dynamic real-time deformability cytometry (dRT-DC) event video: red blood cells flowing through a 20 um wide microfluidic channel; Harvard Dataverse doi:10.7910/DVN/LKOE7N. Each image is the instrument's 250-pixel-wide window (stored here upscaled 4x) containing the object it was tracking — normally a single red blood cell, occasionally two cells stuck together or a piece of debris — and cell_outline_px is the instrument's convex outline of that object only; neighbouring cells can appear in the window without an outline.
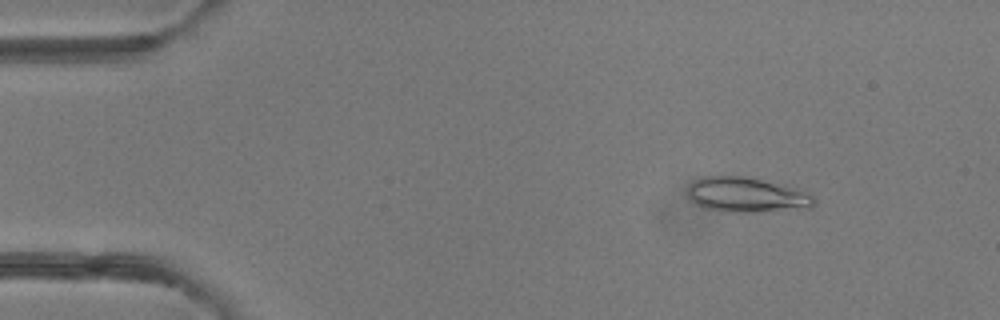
{"species": "common noctule bat (a hibernating species)", "species_latin": "Nyctalus noctula", "temperature_condition": "room temperature", "stored_images_in_passage": 4, "camera_frame_rate_fps": 3000, "um_per_image_px": 0.085, "animal": {"sex": "female"}, "frame": {"image": 1, "passage_image": 2, "time_ms": 2.0, "image_size_px": [1000, 320], "cell_outline_px": [[816, 204], [812, 208], [756, 212], [724, 212], [704, 208], [696, 204], [688, 196], [688, 184], [704, 176], [744, 176], [784, 184], [796, 188], [812, 196], [816, 200]], "centroid_in_image_um": [63.47, 16.57], "position_along_channel_um": 21.5, "area_um2": 26.01}}